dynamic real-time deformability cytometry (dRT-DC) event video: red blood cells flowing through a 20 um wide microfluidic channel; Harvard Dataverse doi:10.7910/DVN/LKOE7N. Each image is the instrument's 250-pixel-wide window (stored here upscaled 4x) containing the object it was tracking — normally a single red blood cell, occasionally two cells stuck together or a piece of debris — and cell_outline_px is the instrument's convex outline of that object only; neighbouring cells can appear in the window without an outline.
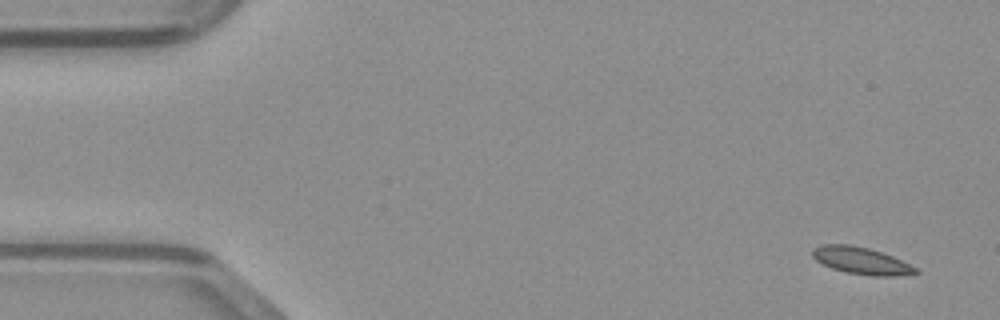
{"species": "common noctule bat (a hibernating species)", "species_latin": "Nyctalus noctula", "temperature_condition": "warm", "stored_images_in_passage": 49, "segment_of_instrument_passage": [1, 2], "camera_frame_rate_fps": 3000, "um_per_image_px": 0.085, "animal": {"sex": "male", "body_mass_g": 23.1, "forearm_length_mm": 52.7}, "frame": {"image": 1, "passage_image": 2, "time_ms": 0.333, "image_size_px": [1000, 320], "cell_outline_px": [[920, 272], [896, 276], [872, 276], [848, 272], [832, 268], [816, 260], [812, 256], [812, 248], [820, 244], [852, 244], [868, 248], [892, 256], [916, 268]], "centroid_in_image_um": [73.16, 22.14], "position_along_channel_um": 11.8, "area_um2": 16.07}}
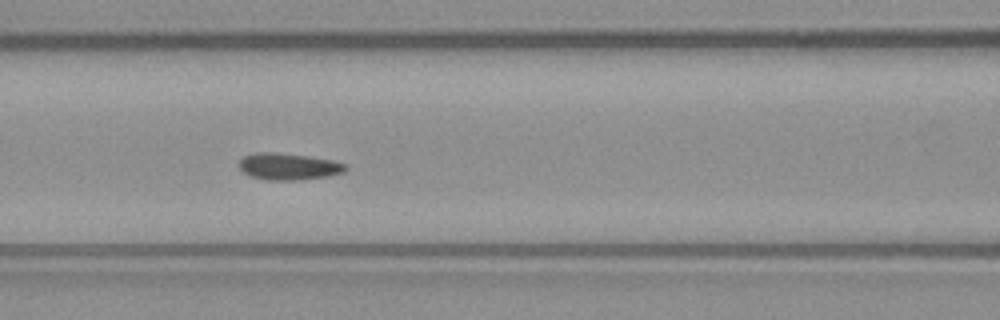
{"frame": {"image": 2, "passage_image": 20, "time_ms": 6.333, "image_size_px": [1000, 320], "cell_outline_px": [[348, 168], [344, 172], [328, 176], [296, 180], [268, 180], [248, 176], [240, 168], [240, 160], [244, 156], [256, 152], [276, 152], [308, 156], [332, 160], [348, 164]], "centroid_in_image_um": [24.54, 14.15], "position_along_channel_um": 142.1, "area_um2": 16.65}}
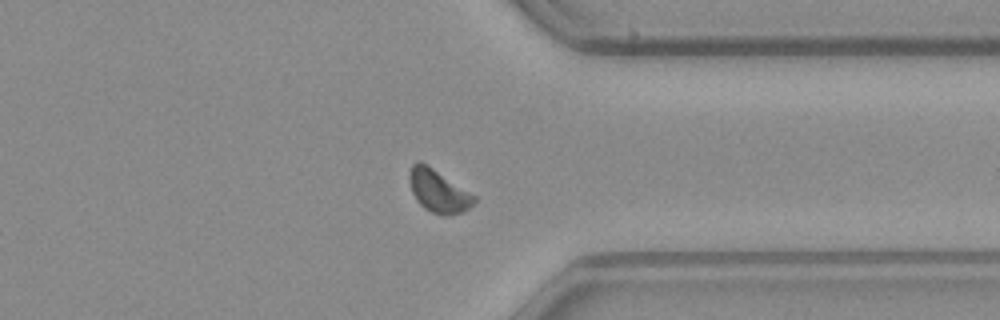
{"frame": {"image": 3, "passage_image": 37, "time_ms": 12.0, "image_size_px": [1000, 320], "cell_outline_px": [[476, 200], [464, 212], [448, 216], [444, 216], [432, 212], [424, 208], [416, 200], [412, 192], [408, 176], [412, 164], [416, 160], [420, 160], [428, 164], [476, 196]], "centroid_in_image_um": [37.24, 16.22], "position_along_channel_um": 374.2, "area_um2": 16.3}}